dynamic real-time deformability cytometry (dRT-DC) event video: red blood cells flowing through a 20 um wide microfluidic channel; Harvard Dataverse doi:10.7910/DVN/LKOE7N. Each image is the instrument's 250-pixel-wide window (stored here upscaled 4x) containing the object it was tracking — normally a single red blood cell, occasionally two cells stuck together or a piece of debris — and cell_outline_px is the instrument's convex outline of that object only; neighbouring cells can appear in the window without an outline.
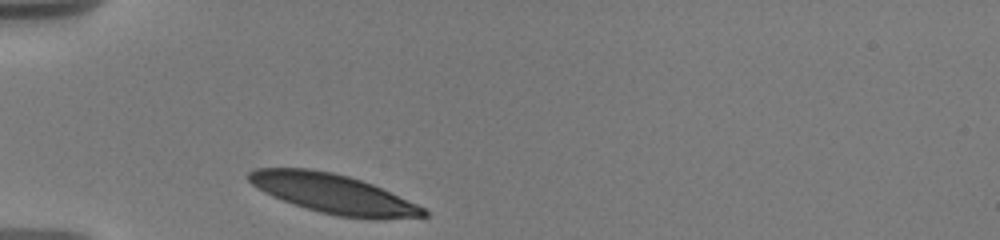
{"species": "human", "species_latin": "Homo sapiens", "temperature_condition": "warm", "stored_images_in_passage": 15, "camera_frame_rate_fps": 3000, "um_per_image_px": 0.085, "donor": {"sex": "male"}, "frame": {"image": 1, "passage_image": 1, "time_ms": 0.0, "image_size_px": [1000, 240], "cell_outline_px": [[428, 216], [384, 220], [372, 220], [336, 216], [320, 212], [272, 196], [256, 188], [248, 180], [248, 172], [256, 168], [308, 168], [332, 172], [348, 176], [372, 184], [416, 204], [424, 208], [428, 212]], "centroid_in_image_um": [28.35, 16.48], "position_along_channel_um": 56.7, "area_um2": 40.0}}
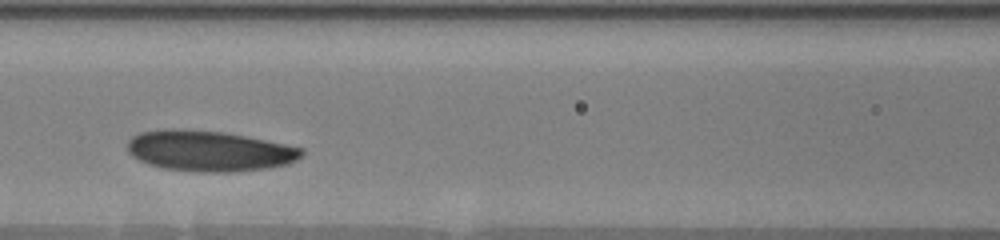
{"frame": {"image": 2, "passage_image": 7, "time_ms": 3.0, "image_size_px": [1000, 240], "cell_outline_px": [[304, 152], [296, 160], [288, 164], [268, 168], [228, 172], [200, 172], [164, 168], [148, 164], [132, 156], [128, 152], [128, 140], [132, 136], [140, 132], [164, 128], [176, 128], [224, 132], [304, 148]], "centroid_in_image_um": [17.75, 12.82], "position_along_channel_um": 148.9, "area_um2": 41.27}}
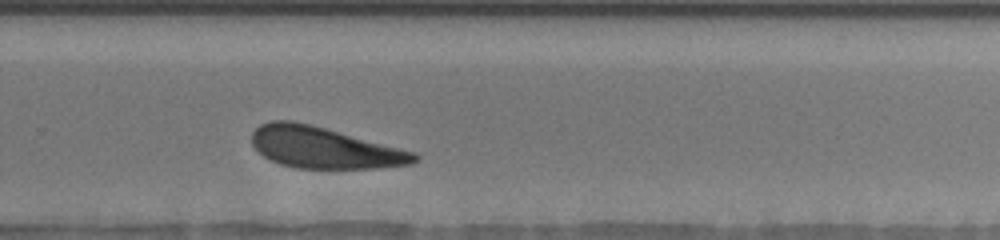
{"frame": {"image": 3, "passage_image": 15, "time_ms": 7.333, "image_size_px": [1000, 240], "cell_outline_px": [[420, 156], [412, 164], [376, 168], [296, 168], [280, 164], [264, 156], [252, 144], [252, 132], [260, 124], [272, 120], [292, 120], [324, 128], [416, 152]], "centroid_in_image_um": [27.55, 12.55], "position_along_channel_um": 302.2, "area_um2": 38.73}}